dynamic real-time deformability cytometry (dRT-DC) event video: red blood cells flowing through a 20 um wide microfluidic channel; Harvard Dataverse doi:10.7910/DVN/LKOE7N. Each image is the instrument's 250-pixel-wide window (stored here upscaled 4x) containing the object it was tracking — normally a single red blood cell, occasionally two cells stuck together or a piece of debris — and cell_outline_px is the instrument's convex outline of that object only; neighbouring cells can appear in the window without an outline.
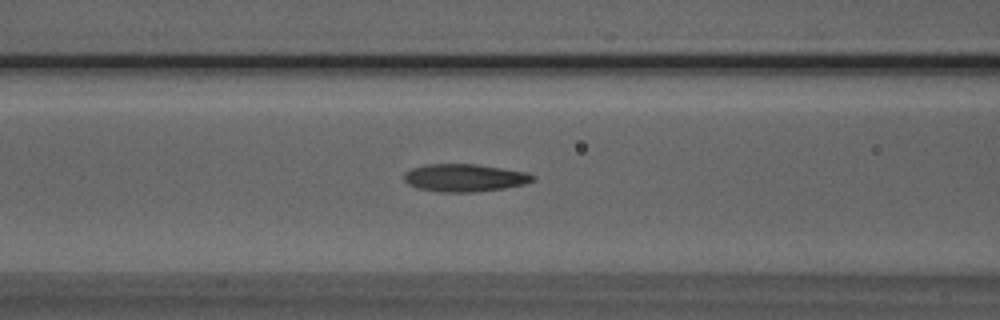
{"species": "Egyptian fruit bat (a non-hibernating species)", "species_latin": "Rousettus aegyptiacus", "temperature_condition": "room temperature", "stored_images_in_passage": 40, "camera_frame_rate_fps": 3000, "um_per_image_px": 0.085, "animal": {"sex": "male"}, "frame": {"image": 1, "passage_image": 15, "time_ms": 4.667, "image_size_px": [1000, 320], "cell_outline_px": [[536, 180], [524, 184], [504, 188], [476, 192], [440, 192], [416, 188], [408, 184], [404, 180], [404, 172], [412, 168], [424, 164], [476, 164], [528, 172], [536, 176]], "centroid_in_image_um": [39.49, 15.11], "position_along_channel_um": 127.1, "area_um2": 20.98}}
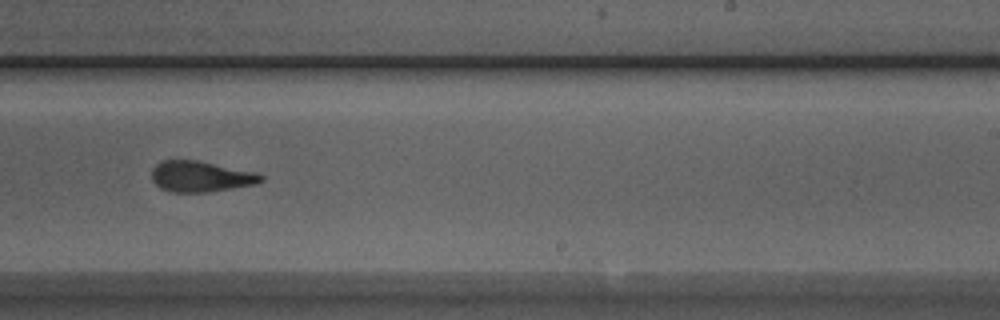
{"frame": {"image": 2, "passage_image": 26, "time_ms": 8.333, "image_size_px": [1000, 320], "cell_outline_px": [[264, 180], [256, 184], [208, 192], [172, 192], [160, 188], [152, 180], [152, 168], [156, 164], [164, 160], [196, 160], [256, 172], [264, 176]], "centroid_in_image_um": [17.06, 15.0], "position_along_channel_um": 271.9, "area_um2": 19.59}}
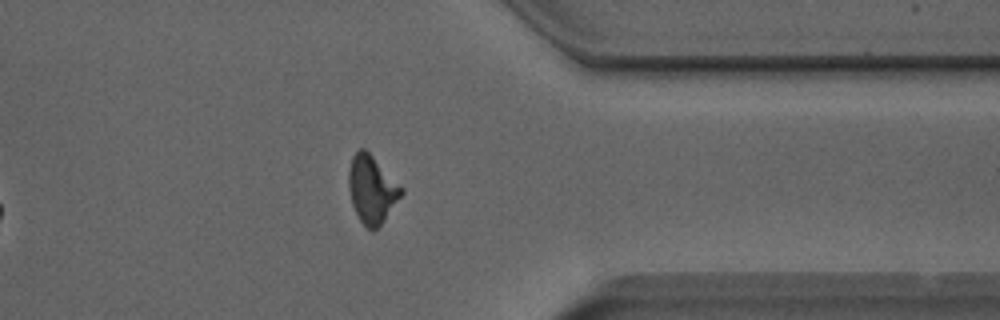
{"frame": {"image": 3, "passage_image": 35, "time_ms": 11.333, "image_size_px": [1000, 320], "cell_outline_px": [[404, 192], [384, 220], [372, 232], [360, 220], [352, 204], [348, 188], [348, 172], [352, 156], [360, 148], [364, 148], [404, 188]], "centroid_in_image_um": [31.6, 16.09], "position_along_channel_um": 379.8, "area_um2": 20.52}, "authors_computed_cell_mechanics": {"area_um2": 20.6057, "velocity_mm_per_s": 3.9644, "shape_relaxation_time_tau1_ms": 5.2991, "shape_relaxation_time_tau2_ms": 1.85, "deformation_change_tau1": 0.1684, "deformation_change_tau2": 0.1138}}